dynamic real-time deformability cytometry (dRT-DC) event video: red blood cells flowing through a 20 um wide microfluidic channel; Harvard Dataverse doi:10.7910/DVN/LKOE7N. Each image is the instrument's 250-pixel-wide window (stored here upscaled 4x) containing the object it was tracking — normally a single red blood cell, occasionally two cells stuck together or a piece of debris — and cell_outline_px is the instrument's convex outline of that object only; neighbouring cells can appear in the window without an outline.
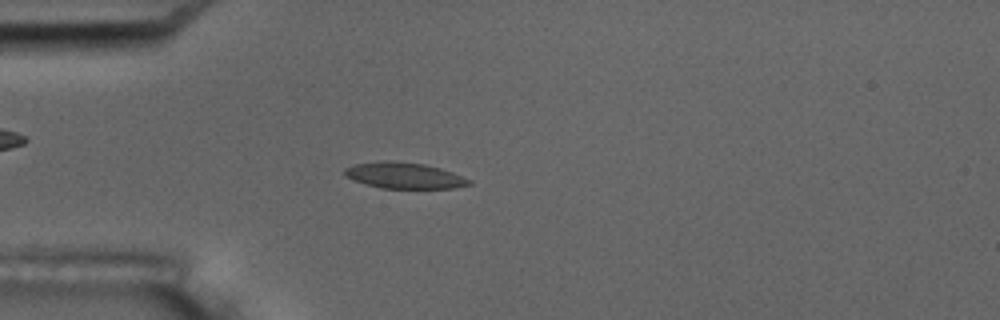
{"species": "common noctule bat (a hibernating species)", "species_latin": "Nyctalus noctula", "temperature_condition": "room temperature", "stored_images_in_passage": 6, "camera_frame_rate_fps": 3000, "um_per_image_px": 0.085, "animal": {"sex": "male", "body_mass_g": 17.5, "forearm_length_mm": 52.3}, "frame": {"image": 1, "passage_image": 6, "time_ms": 6.0, "image_size_px": [1000, 320], "cell_outline_px": [[472, 184], [452, 188], [380, 188], [352, 180], [344, 176], [344, 168], [352, 164], [384, 160], [392, 160], [424, 164], [440, 168], [452, 172], [472, 180]], "centroid_in_image_um": [34.32, 14.91], "position_along_channel_um": 50.7, "area_um2": 19.07}}